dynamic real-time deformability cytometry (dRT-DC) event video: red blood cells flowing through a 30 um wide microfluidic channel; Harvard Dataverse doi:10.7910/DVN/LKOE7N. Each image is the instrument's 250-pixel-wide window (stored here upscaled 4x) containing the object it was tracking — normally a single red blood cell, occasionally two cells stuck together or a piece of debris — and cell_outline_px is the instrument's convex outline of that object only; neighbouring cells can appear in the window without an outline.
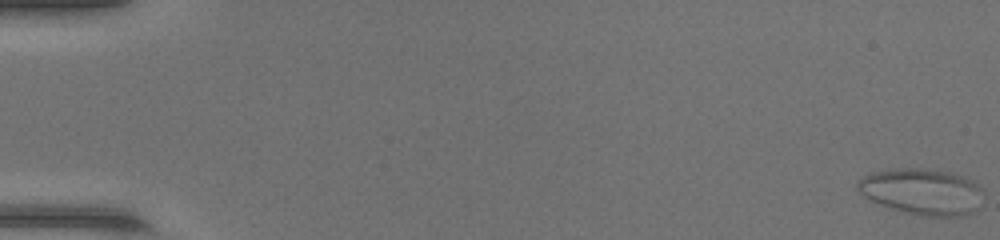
{"species": "common noctule bat (a hibernating species)", "species_latin": "Nyctalus noctula", "temperature_condition": "warm", "stored_images_in_passage": 56, "camera_frame_rate_fps": 3000, "um_per_image_px": 0.085, "animal": {"sex": "female", "body_mass_g": 17.0, "forearm_length_mm": 48.0}, "frame": {"image": 1, "passage_image": 1, "time_ms": 0.0, "image_size_px": [1000, 240], "cell_outline_px": [[984, 196], [980, 208], [972, 212], [960, 216], [920, 216], [904, 212], [868, 200], [856, 188], [856, 180], [872, 172], [892, 168], [924, 168], [952, 172], [976, 180], [980, 184], [984, 192]], "centroid_in_image_um": [78.42, 16.27], "position_along_channel_um": 6.6, "area_um2": 34.74}}
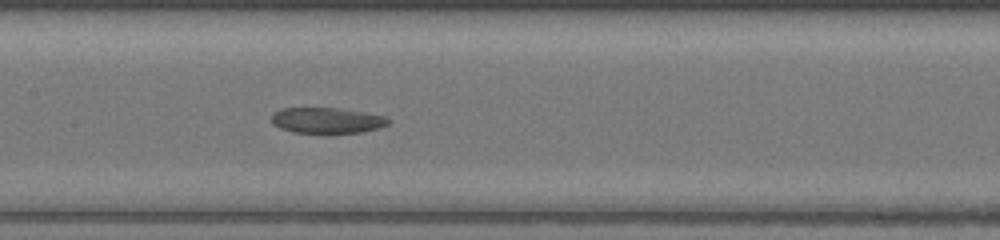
{"frame": {"image": 2, "passage_image": 29, "time_ms": 9.333, "image_size_px": [1000, 240], "cell_outline_px": [[392, 120], [388, 124], [380, 128], [360, 132], [292, 132], [280, 128], [272, 124], [272, 112], [284, 108], [340, 108], [364, 112], [384, 116]], "centroid_in_image_um": [27.79, 10.22], "position_along_channel_um": 179.6, "area_um2": 17.4}}
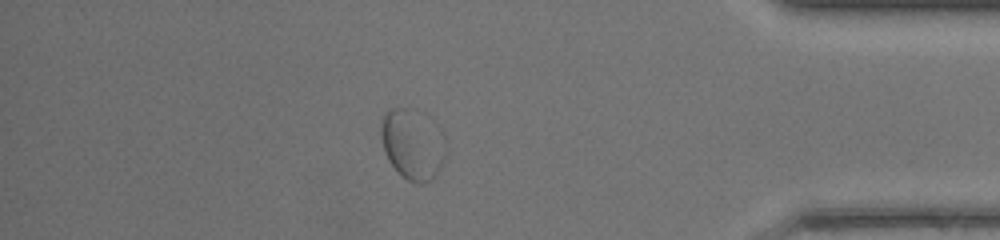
{"frame": {"image": 3, "passage_image": 49, "time_ms": 16.0, "image_size_px": [1000, 240], "cell_outline_px": [[444, 160], [436, 176], [432, 180], [424, 184], [416, 184], [408, 180], [388, 160], [384, 152], [380, 136], [380, 128], [384, 112], [392, 108], [404, 108], [440, 128], [444, 136]], "centroid_in_image_um": [35.05, 12.32], "position_along_channel_um": 400.2, "area_um2": 26.07}}